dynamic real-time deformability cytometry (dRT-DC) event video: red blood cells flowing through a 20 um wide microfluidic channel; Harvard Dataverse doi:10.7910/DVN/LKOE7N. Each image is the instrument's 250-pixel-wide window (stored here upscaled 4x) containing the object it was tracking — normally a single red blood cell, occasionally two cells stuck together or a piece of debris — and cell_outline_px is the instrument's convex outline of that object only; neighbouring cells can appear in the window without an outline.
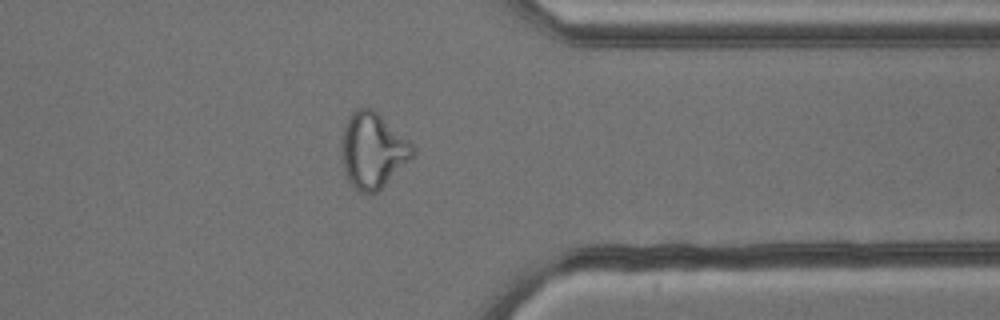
{"species": "common noctule bat (a hibernating species)", "species_latin": "Nyctalus noctula", "temperature_condition": "cold", "stored_images_in_passage": 39, "camera_frame_rate_fps": 3000, "um_per_image_px": 0.085, "animal": {"sex": "male", "body_mass_g": 13.3}, "frame": {"image": 1, "passage_image": 28, "time_ms": 9.0, "image_size_px": [1000, 320], "cell_outline_px": [[416, 152], [376, 192], [360, 192], [352, 184], [344, 168], [340, 144], [344, 128], [352, 112], [356, 108], [372, 108], [408, 140], [416, 148]], "centroid_in_image_um": [31.67, 12.75], "position_along_channel_um": 379.7, "area_um2": 30.35}}
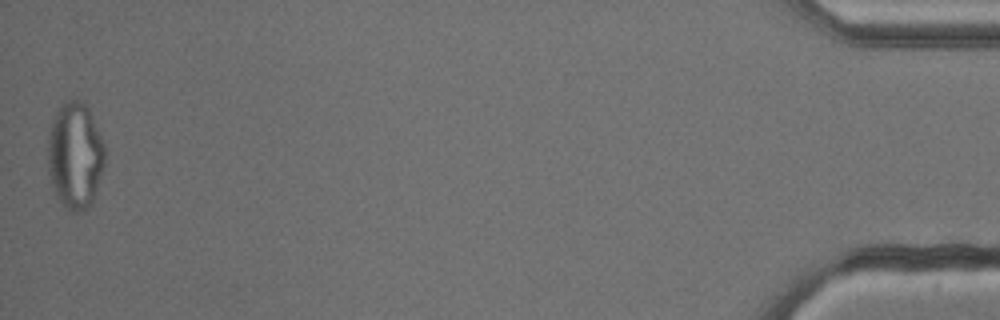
{"frame": {"image": 2, "passage_image": 39, "time_ms": 12.667, "image_size_px": [1000, 320], "cell_outline_px": [[104, 164], [92, 204], [88, 208], [76, 212], [72, 212], [56, 196], [48, 172], [48, 140], [52, 124], [60, 108], [68, 100], [76, 100], [84, 104], [88, 108], [92, 116], [104, 144]], "centroid_in_image_um": [6.39, 13.26], "position_along_channel_um": 428.8, "area_um2": 34.68}}